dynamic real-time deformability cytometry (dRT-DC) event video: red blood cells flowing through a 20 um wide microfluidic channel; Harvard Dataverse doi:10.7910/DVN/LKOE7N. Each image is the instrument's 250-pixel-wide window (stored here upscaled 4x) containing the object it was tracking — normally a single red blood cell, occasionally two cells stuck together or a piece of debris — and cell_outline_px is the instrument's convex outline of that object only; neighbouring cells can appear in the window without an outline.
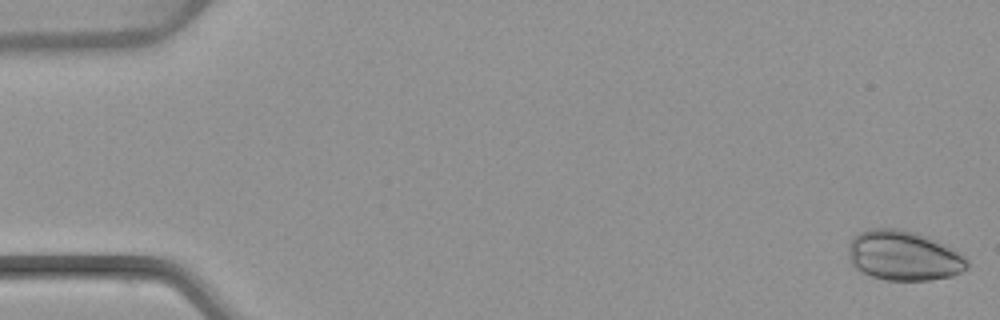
{"species": "common noctule bat (a hibernating species)", "species_latin": "Nyctalus noctula", "temperature_condition": "warm", "stored_images_in_passage": 5, "camera_frame_rate_fps": 3000, "um_per_image_px": 0.085, "animal": {"sex": "female", "body_mass_g": 22.7, "forearm_length_mm": 54.2}, "frame": {"image": 1, "passage_image": 1, "time_ms": 0.0, "image_size_px": [1000, 320], "cell_outline_px": [[968, 268], [952, 276], [928, 280], [884, 280], [860, 272], [852, 264], [848, 256], [848, 244], [852, 236], [860, 232], [872, 228], [896, 228], [916, 232], [928, 236], [952, 248], [964, 256], [968, 260]], "centroid_in_image_um": [76.78, 21.72], "position_along_channel_um": 8.2, "area_um2": 34.8}}